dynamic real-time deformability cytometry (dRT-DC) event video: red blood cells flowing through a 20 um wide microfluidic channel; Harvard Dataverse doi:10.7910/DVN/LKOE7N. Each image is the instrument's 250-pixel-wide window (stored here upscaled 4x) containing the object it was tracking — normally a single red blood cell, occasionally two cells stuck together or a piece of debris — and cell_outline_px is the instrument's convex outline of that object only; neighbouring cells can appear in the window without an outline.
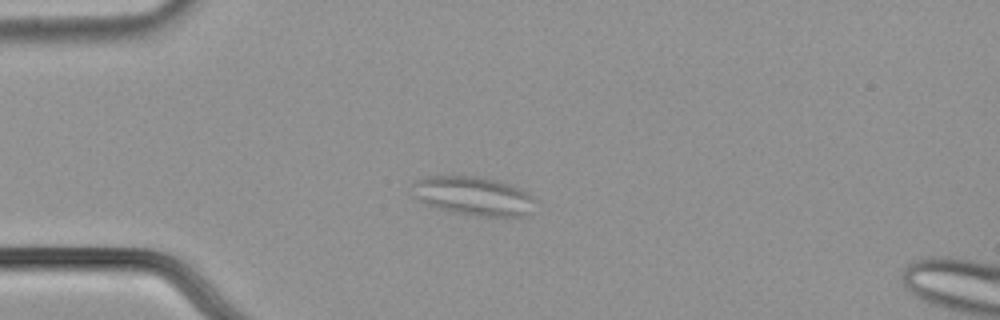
{"species": "common noctule bat (a hibernating species)", "species_latin": "Nyctalus noctula", "temperature_condition": "cold", "stored_images_in_passage": 49, "camera_frame_rate_fps": 3000, "um_per_image_px": 0.085, "animal": {"sex": "male", "body_mass_g": 21.5, "forearm_length_mm": 52.0}, "frame": {"image": 1, "passage_image": 7, "time_ms": 2.0, "image_size_px": [1000, 320], "cell_outline_px": [[536, 200], [532, 212], [528, 216], [476, 216], [452, 212], [428, 204], [412, 196], [412, 180], [428, 176], [448, 172], [480, 176], [496, 180], [520, 188], [528, 192]], "centroid_in_image_um": [40.2, 16.6], "position_along_channel_um": 44.8, "area_um2": 28.84}}
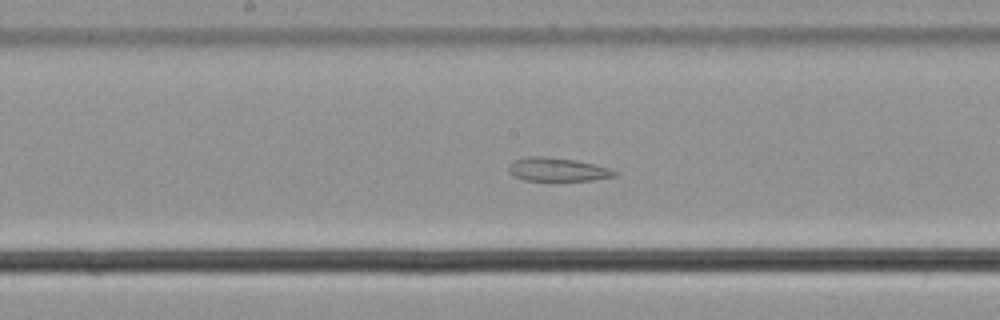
{"frame": {"image": 2, "passage_image": 22, "time_ms": 7.0, "image_size_px": [1000, 320], "cell_outline_px": [[616, 176], [592, 180], [524, 180], [512, 176], [508, 172], [508, 164], [516, 160], [528, 156], [548, 156], [576, 160], [608, 168], [616, 172]], "centroid_in_image_um": [47.32, 14.4], "position_along_channel_um": 200.9, "area_um2": 14.45}}
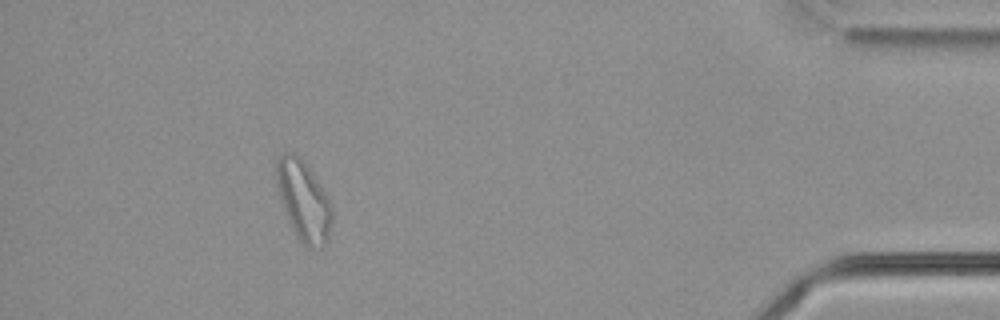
{"frame": {"image": 3, "passage_image": 44, "time_ms": 14.333, "image_size_px": [1000, 320], "cell_outline_px": [[332, 224], [328, 240], [320, 248], [308, 248], [296, 236], [288, 220], [280, 200], [276, 188], [276, 160], [284, 152], [292, 152], [312, 172], [332, 204]], "centroid_in_image_um": [25.8, 17.1], "position_along_channel_um": 409.4, "area_um2": 25.84}, "authors_computed_cell_mechanics": {"area_um2": 20.3456, "velocity_mm_per_s": 3.618, "shape_relaxation_time_tau1_ms": null, "shape_relaxation_time_tau2_ms": 1.572, "deformation_change_tau1": null, "deformation_change_tau2": 0.0742}}